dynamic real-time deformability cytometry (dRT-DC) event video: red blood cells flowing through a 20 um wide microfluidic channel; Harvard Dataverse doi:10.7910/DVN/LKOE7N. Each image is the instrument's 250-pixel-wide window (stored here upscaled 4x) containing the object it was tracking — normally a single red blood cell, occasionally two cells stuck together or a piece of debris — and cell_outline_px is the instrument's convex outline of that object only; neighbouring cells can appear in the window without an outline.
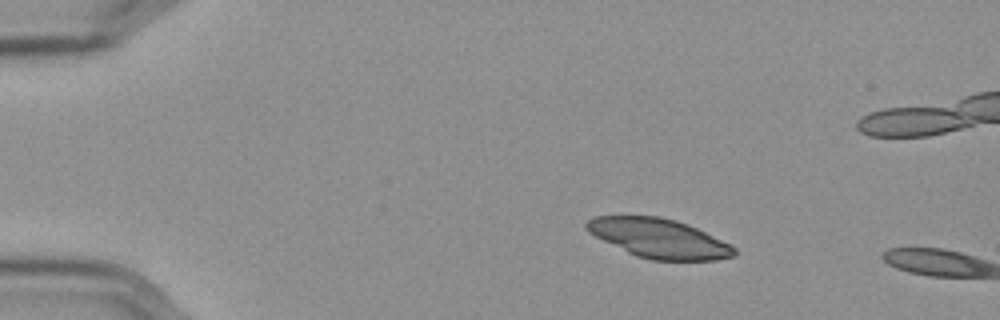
{"species": "Egyptian fruit bat (a non-hibernating species)", "species_latin": "Rousettus aegyptiacus", "temperature_condition": "cold", "stored_images_in_passage": 3, "camera_frame_rate_fps": 3000, "um_per_image_px": 0.085, "frame": {"image": 1, "passage_image": 1, "time_ms": 0.0, "image_size_px": [1000, 320], "cell_outline_px": [[736, 256], [716, 260], [652, 260], [636, 256], [588, 232], [584, 228], [584, 224], [592, 216], [660, 216], [676, 220], [688, 224], [732, 244], [736, 248]], "centroid_in_image_um": [56.04, 20.25], "position_along_channel_um": 29.0, "area_um2": 33.81}}